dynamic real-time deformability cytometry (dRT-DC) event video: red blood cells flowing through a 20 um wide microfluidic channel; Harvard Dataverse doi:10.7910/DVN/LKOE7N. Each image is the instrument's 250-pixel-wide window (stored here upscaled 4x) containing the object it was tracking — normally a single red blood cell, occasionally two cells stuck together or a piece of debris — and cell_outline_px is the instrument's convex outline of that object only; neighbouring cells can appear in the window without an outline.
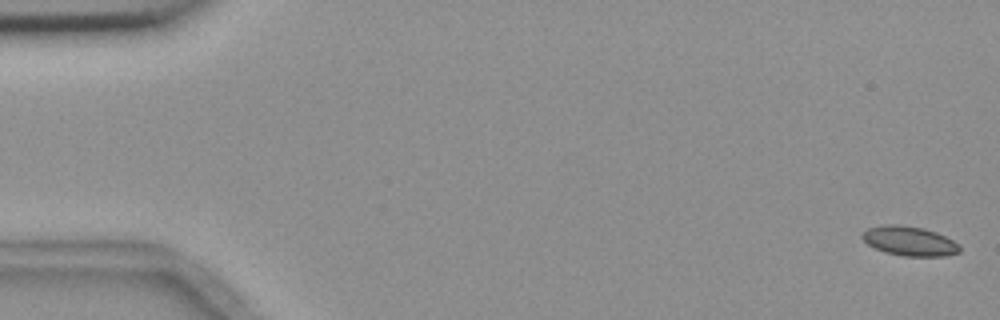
{"species": "common noctule bat (a hibernating species)", "species_latin": "Nyctalus noctula", "temperature_condition": "room temperature", "stored_images_in_passage": 9, "camera_frame_rate_fps": 3000, "um_per_image_px": 0.085, "animal": {"sex": "female", "body_mass_g": 18.4}, "frame": {"image": 1, "passage_image": 1, "time_ms": 0.0, "image_size_px": [1000, 320], "cell_outline_px": [[960, 252], [944, 256], [904, 256], [884, 252], [868, 244], [860, 236], [860, 232], [868, 228], [888, 224], [896, 224], [924, 228], [936, 232], [960, 244]], "centroid_in_image_um": [77.29, 20.48], "position_along_channel_um": 7.7, "area_um2": 16.76}}
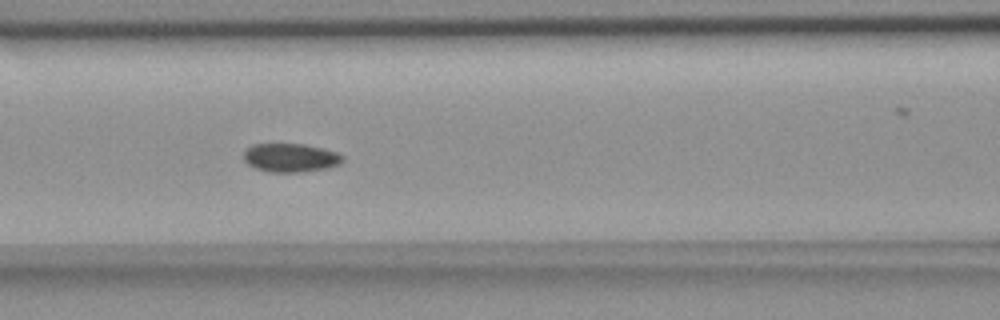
{"frame": {"image": 2, "passage_image": 8, "time_ms": 7.667, "image_size_px": [1000, 320], "cell_outline_px": [[344, 160], [340, 164], [328, 168], [300, 172], [268, 172], [256, 168], [248, 164], [244, 160], [244, 148], [252, 144], [304, 144], [336, 152], [344, 156]], "centroid_in_image_um": [24.68, 13.41], "position_along_channel_um": 141.9, "area_um2": 16.59}}
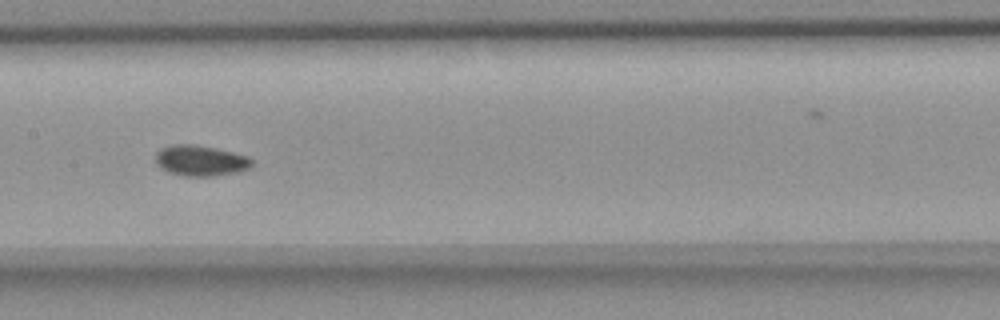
{"frame": {"image": 3, "passage_image": 9, "time_ms": 9.0, "image_size_px": [1000, 320], "cell_outline_px": [[252, 164], [248, 168], [240, 172], [216, 176], [184, 176], [168, 172], [160, 168], [156, 164], [156, 152], [160, 148], [172, 144], [196, 144], [216, 148], [248, 156], [252, 160]], "centroid_in_image_um": [17.03, 13.65], "position_along_channel_um": 190.4, "area_um2": 17.46}}